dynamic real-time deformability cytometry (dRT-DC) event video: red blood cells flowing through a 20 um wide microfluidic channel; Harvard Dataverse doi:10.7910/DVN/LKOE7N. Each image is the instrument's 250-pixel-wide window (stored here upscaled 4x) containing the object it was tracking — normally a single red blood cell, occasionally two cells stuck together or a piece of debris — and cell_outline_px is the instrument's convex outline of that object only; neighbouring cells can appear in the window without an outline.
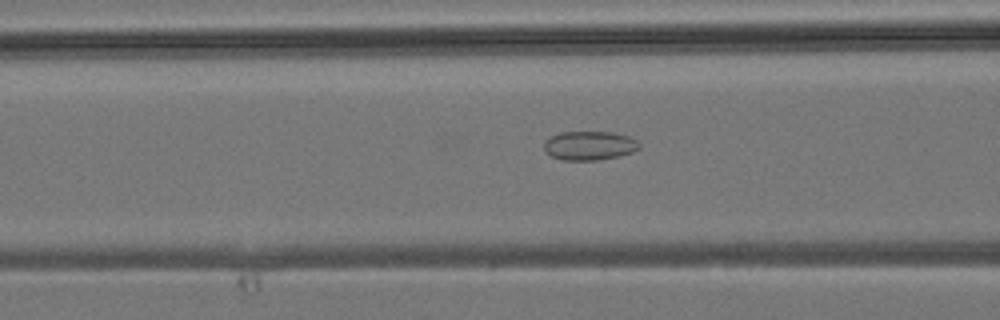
{"species": "common noctule bat (a hibernating species)", "species_latin": "Nyctalus noctula", "temperature_condition": "room temperature", "stored_images_in_passage": 34, "camera_frame_rate_fps": 3000, "um_per_image_px": 0.085, "animal": {"sex": "male", "body_mass_g": 19.2, "forearm_length_mm": 51.8}, "frame": {"image": 1, "passage_image": 7, "time_ms": 2.0, "image_size_px": [1000, 320], "cell_outline_px": [[640, 148], [632, 152], [620, 156], [596, 160], [560, 160], [544, 152], [544, 140], [560, 132], [612, 132], [628, 136], [640, 140]], "centroid_in_image_um": [50.11, 12.38], "position_along_channel_um": 116.5, "area_um2": 16.3}}
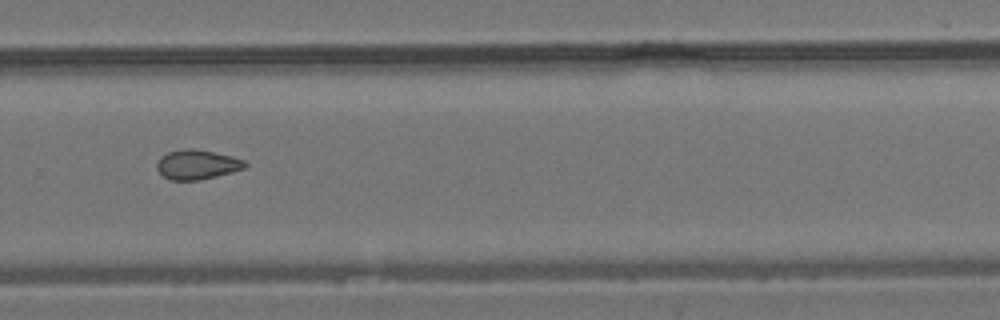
{"frame": {"image": 2, "passage_image": 20, "time_ms": 6.333, "image_size_px": [1000, 320], "cell_outline_px": [[248, 164], [244, 168], [232, 172], [200, 180], [168, 180], [156, 168], [156, 164], [160, 156], [168, 152], [184, 148], [188, 148], [212, 152], [232, 156], [244, 160]], "centroid_in_image_um": [16.73, 13.99], "position_along_channel_um": 313.1, "area_um2": 15.14}}
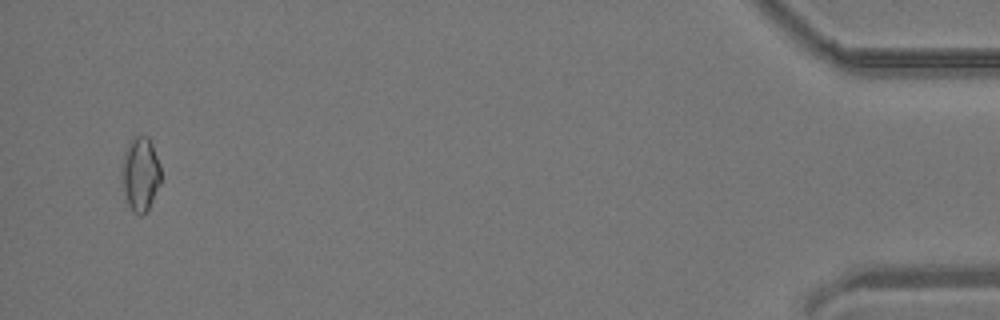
{"frame": {"image": 3, "passage_image": 33, "time_ms": 10.667, "image_size_px": [1000, 320], "cell_outline_px": [[160, 184], [148, 208], [140, 216], [132, 212], [128, 204], [124, 188], [124, 156], [128, 144], [132, 136], [148, 136], [152, 144], [160, 168]], "centroid_in_image_um": [11.96, 14.78], "position_along_channel_um": 423.2, "area_um2": 16.13}}